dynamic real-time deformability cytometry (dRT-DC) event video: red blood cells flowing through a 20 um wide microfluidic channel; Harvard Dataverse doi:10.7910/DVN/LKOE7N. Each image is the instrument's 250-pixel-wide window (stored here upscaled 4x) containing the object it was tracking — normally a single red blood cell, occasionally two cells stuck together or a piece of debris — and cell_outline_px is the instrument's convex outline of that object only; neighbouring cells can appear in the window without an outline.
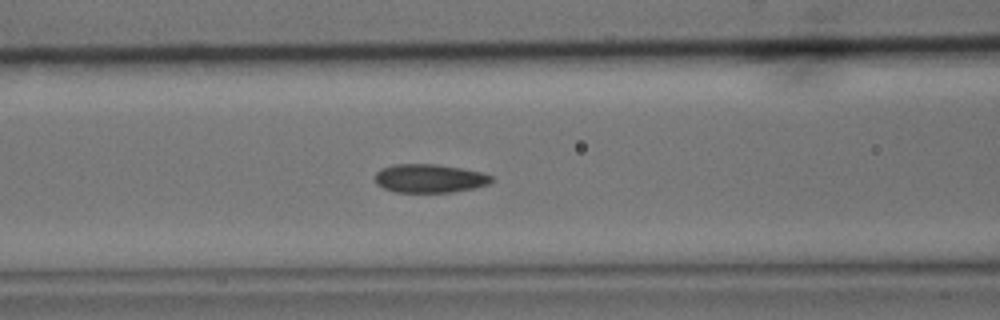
{"species": "common noctule bat (a hibernating species)", "species_latin": "Nyctalus noctula", "temperature_condition": "cold", "stored_images_in_passage": 48, "camera_frame_rate_fps": 3000, "um_per_image_px": 0.085, "animal": {"sex": "male", "body_mass_g": 15.6}, "frame": {"image": 1, "passage_image": 23, "time_ms": 7.333, "image_size_px": [1000, 320], "cell_outline_px": [[496, 180], [488, 184], [476, 188], [452, 192], [396, 192], [384, 188], [376, 184], [376, 172], [380, 168], [392, 164], [436, 164], [484, 172], [492, 176]], "centroid_in_image_um": [36.54, 15.16], "position_along_channel_um": 130.1, "area_um2": 19.59}}
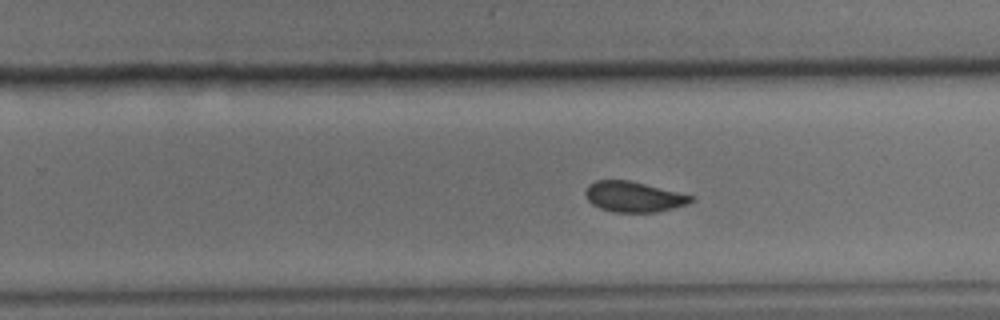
{"frame": {"image": 2, "passage_image": 35, "time_ms": 11.333, "image_size_px": [1000, 320], "cell_outline_px": [[696, 200], [688, 204], [656, 212], [612, 212], [600, 208], [592, 204], [588, 200], [584, 192], [588, 184], [596, 180], [628, 180], [692, 196]], "centroid_in_image_um": [53.82, 16.73], "position_along_channel_um": 276.0, "area_um2": 18.55}}
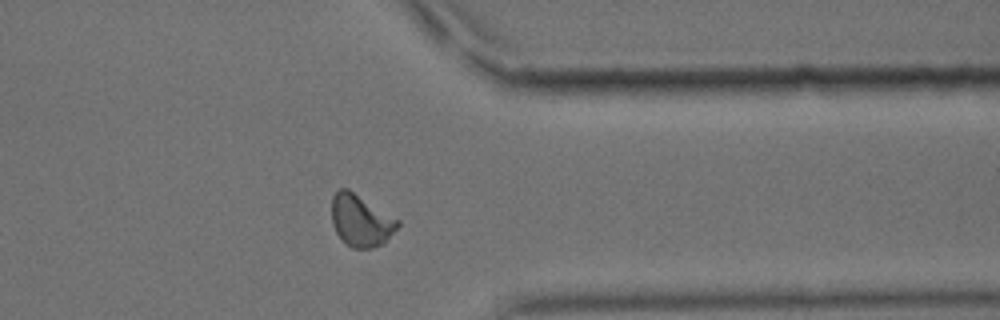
{"frame": {"image": 3, "passage_image": 44, "time_ms": 14.333, "image_size_px": [1000, 320], "cell_outline_px": [[400, 224], [380, 244], [372, 248], [352, 248], [336, 232], [332, 224], [332, 196], [340, 188], [348, 188], [400, 220]], "centroid_in_image_um": [30.65, 18.71], "position_along_channel_um": 380.8, "area_um2": 19.59}, "authors_computed_cell_mechanics": {"area_um2": 19.5075, "velocity_mm_per_s": 3.6497, "shape_relaxation_time_tau1_ms": 4.2854, "shape_relaxation_time_tau2_ms": 1.582, "deformation_change_tau1": 0.1032, "deformation_change_tau2": 0.0543}}